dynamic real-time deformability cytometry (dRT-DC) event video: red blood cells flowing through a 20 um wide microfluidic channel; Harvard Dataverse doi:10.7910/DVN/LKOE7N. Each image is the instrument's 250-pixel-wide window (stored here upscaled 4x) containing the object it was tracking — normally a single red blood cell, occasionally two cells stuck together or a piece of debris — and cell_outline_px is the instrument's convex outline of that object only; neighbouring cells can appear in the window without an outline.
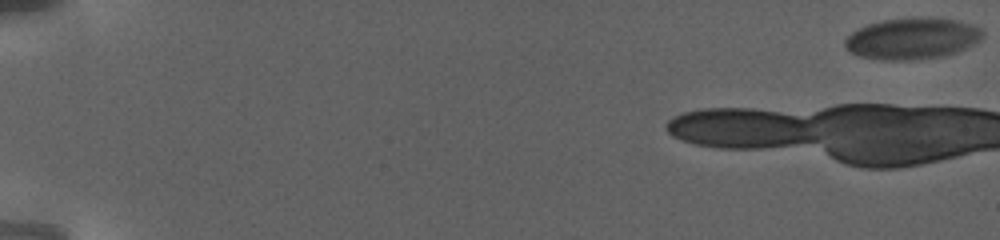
{"species": "human", "species_latin": "Homo sapiens", "temperature_condition": "warm", "stored_images_in_passage": 51, "camera_frame_rate_fps": 3000, "um_per_image_px": 0.085, "donor": {"sex": "female"}, "frame": {"image": 1, "passage_image": 1, "time_ms": 0.0, "image_size_px": [1000, 240], "cell_outline_px": [[984, 32], [980, 40], [956, 52], [940, 56], [908, 60], [884, 60], [860, 56], [852, 52], [844, 44], [844, 40], [852, 32], [868, 24], [884, 20], [952, 20], [968, 24], [980, 28]], "centroid_in_image_um": [77.5, 3.32], "position_along_channel_um": 7.5, "area_um2": 31.67}}
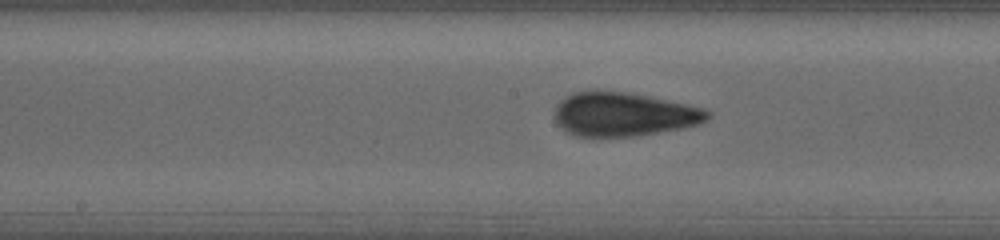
{"frame": {"image": 2, "passage_image": 22, "time_ms": 10.667, "image_size_px": [1000, 240], "cell_outline_px": [[712, 112], [708, 120], [700, 124], [684, 128], [640, 136], [576, 136], [564, 132], [556, 124], [556, 104], [564, 96], [572, 92], [624, 92], [648, 96], [704, 108]], "centroid_in_image_um": [53.03, 9.74], "position_along_channel_um": 195.2, "area_um2": 39.13}}
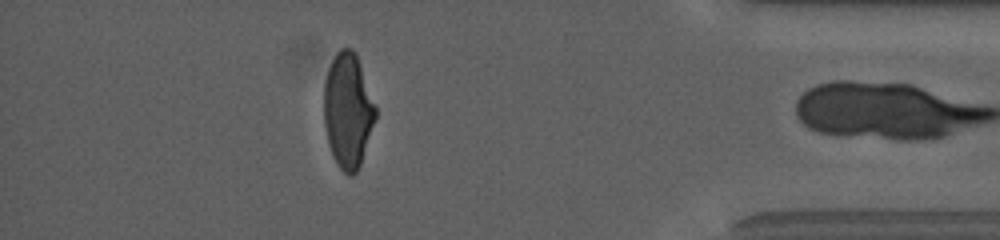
{"frame": {"image": 3, "passage_image": 50, "time_ms": 19.333, "image_size_px": [1000, 240], "cell_outline_px": [[376, 120], [360, 164], [356, 172], [352, 176], [348, 176], [340, 168], [328, 144], [324, 124], [324, 84], [332, 60], [336, 52], [340, 48], [352, 48], [356, 52], [376, 108]], "centroid_in_image_um": [29.58, 9.38], "position_along_channel_um": 405.6, "area_um2": 34.33}}